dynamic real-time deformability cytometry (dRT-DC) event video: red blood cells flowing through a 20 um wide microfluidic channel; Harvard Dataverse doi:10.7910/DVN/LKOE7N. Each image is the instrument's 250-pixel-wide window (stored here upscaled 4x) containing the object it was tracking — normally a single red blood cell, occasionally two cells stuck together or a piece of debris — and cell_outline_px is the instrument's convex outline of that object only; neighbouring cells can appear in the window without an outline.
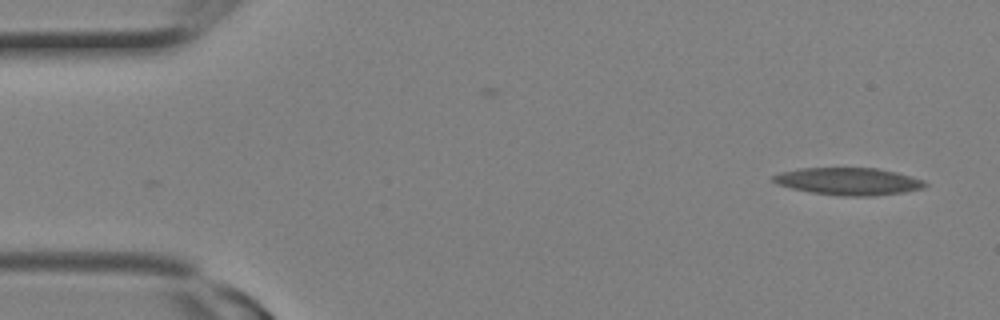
{"species": "Egyptian fruit bat (a non-hibernating species)", "species_latin": "Rousettus aegyptiacus", "temperature_condition": "room temperature", "stored_images_in_passage": 9, "camera_frame_rate_fps": 3000, "um_per_image_px": 0.085, "animal": {"sex": "female"}, "frame": {"image": 1, "passage_image": 1, "time_ms": 0.0, "image_size_px": [1000, 320], "cell_outline_px": [[928, 184], [924, 188], [904, 192], [876, 196], [844, 196], [812, 192], [792, 188], [776, 184], [772, 180], [772, 176], [780, 172], [800, 168], [876, 168], [896, 172], [912, 176], [924, 180]], "centroid_in_image_um": [72.15, 15.41], "position_along_channel_um": 12.9, "area_um2": 24.22}}
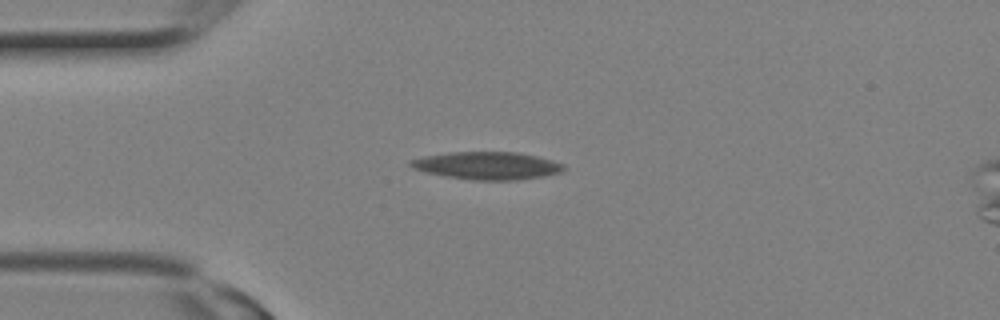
{"frame": {"image": 2, "passage_image": 6, "time_ms": 1.667, "image_size_px": [1000, 320], "cell_outline_px": [[564, 172], [544, 176], [516, 180], [476, 180], [448, 176], [424, 172], [412, 168], [408, 164], [408, 160], [424, 156], [448, 152], [516, 152], [536, 156], [552, 160], [564, 164]], "centroid_in_image_um": [41.4, 14.07], "position_along_channel_um": 43.6, "area_um2": 24.68}}
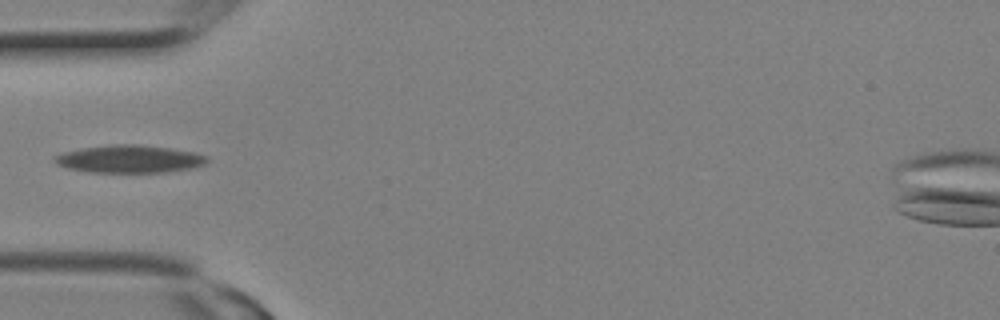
{"frame": {"image": 3, "passage_image": 8, "time_ms": 2.333, "image_size_px": [1000, 320], "cell_outline_px": [[208, 160], [204, 164], [196, 168], [168, 172], [88, 172], [68, 168], [56, 164], [52, 160], [52, 156], [64, 152], [80, 148], [112, 144], [140, 144], [168, 148], [192, 152], [208, 156]], "centroid_in_image_um": [10.98, 13.51], "position_along_channel_um": 74.0, "area_um2": 24.8}}